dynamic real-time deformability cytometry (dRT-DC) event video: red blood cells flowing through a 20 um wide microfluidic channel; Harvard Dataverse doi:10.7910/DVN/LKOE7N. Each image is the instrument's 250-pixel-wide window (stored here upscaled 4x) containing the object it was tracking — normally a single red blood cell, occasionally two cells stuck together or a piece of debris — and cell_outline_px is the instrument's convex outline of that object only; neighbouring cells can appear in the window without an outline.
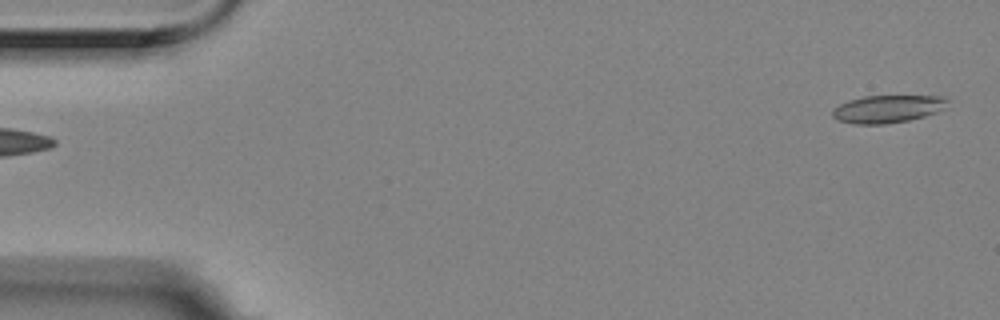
{"species": "Egyptian fruit bat (a non-hibernating species)", "species_latin": "Rousettus aegyptiacus", "temperature_condition": "room temperature", "stored_images_in_passage": 4, "camera_frame_rate_fps": 3000, "um_per_image_px": 0.085, "animal": {"sex": "female"}, "frame": {"image": 1, "passage_image": 4, "time_ms": 1.0, "image_size_px": [1000, 320], "cell_outline_px": [[948, 108], [924, 116], [908, 120], [884, 124], [852, 124], [836, 120], [832, 116], [832, 108], [848, 100], [864, 96], [944, 96], [948, 100]], "centroid_in_image_um": [75.44, 9.26], "position_along_channel_um": 9.6, "area_um2": 18.73}}